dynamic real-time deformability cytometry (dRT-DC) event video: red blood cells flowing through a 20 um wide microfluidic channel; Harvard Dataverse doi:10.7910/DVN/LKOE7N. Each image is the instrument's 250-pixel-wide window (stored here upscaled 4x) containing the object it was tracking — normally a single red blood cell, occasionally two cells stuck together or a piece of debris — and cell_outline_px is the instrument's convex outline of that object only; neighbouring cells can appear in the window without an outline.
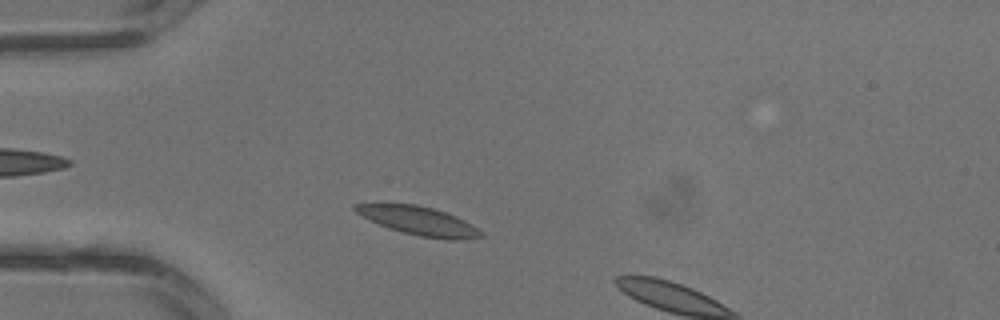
{"species": "common noctule bat (a hibernating species)", "species_latin": "Nyctalus noctula", "temperature_condition": "warm", "stored_images_in_passage": 2, "camera_frame_rate_fps": 3000, "um_per_image_px": 0.085, "animal": {"sex": "male", "body_mass_g": 13.3}, "frame": {"image": 1, "passage_image": 2, "time_ms": 0.333, "image_size_px": [1000, 320], "cell_outline_px": [[484, 236], [456, 240], [448, 240], [420, 236], [388, 228], [360, 216], [352, 208], [352, 204], [376, 200], [416, 204], [432, 208], [456, 216], [464, 220], [484, 232]], "centroid_in_image_um": [35.45, 18.71], "position_along_channel_um": 49.5, "area_um2": 21.73}}